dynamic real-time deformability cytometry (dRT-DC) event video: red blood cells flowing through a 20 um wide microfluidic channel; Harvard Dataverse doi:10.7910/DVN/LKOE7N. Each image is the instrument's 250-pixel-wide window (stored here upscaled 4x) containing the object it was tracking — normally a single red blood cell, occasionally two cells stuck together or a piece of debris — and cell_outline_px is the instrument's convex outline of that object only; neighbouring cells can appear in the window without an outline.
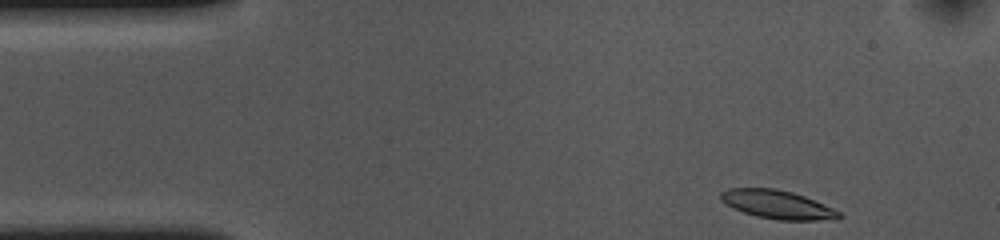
{"species": "common noctule bat (a hibernating species)", "species_latin": "Nyctalus noctula", "temperature_condition": "cold", "stored_images_in_passage": 41, "camera_frame_rate_fps": 3000, "um_per_image_px": 0.085, "animal": {"sex": "female", "body_mass_g": 10.0, "forearm_length_mm": 53.1}, "frame": {"image": 1, "passage_image": 1, "time_ms": 0.0, "image_size_px": [1000, 240], "cell_outline_px": [[844, 216], [816, 220], [780, 220], [756, 216], [732, 208], [720, 200], [720, 192], [728, 188], [776, 188], [792, 192], [804, 196], [832, 208], [840, 212]], "centroid_in_image_um": [66.01, 17.37], "position_along_channel_um": 19.0, "area_um2": 19.42}}
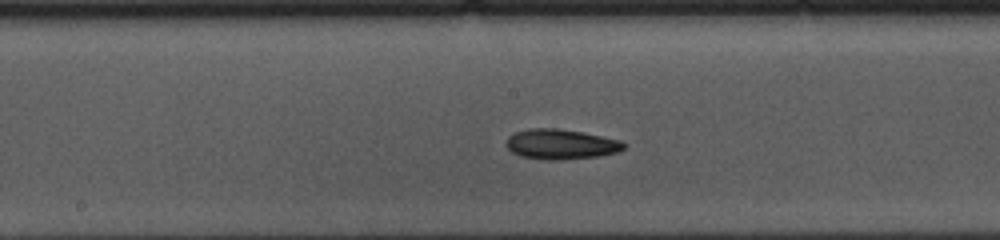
{"frame": {"image": 2, "passage_image": 22, "time_ms": 7.0, "image_size_px": [1000, 240], "cell_outline_px": [[628, 144], [624, 148], [616, 152], [600, 156], [560, 160], [544, 160], [520, 156], [512, 152], [504, 144], [508, 136], [516, 132], [528, 128], [556, 128], [580, 132], [620, 140]], "centroid_in_image_um": [47.64, 12.26], "position_along_channel_um": 200.6, "area_um2": 20.69}}
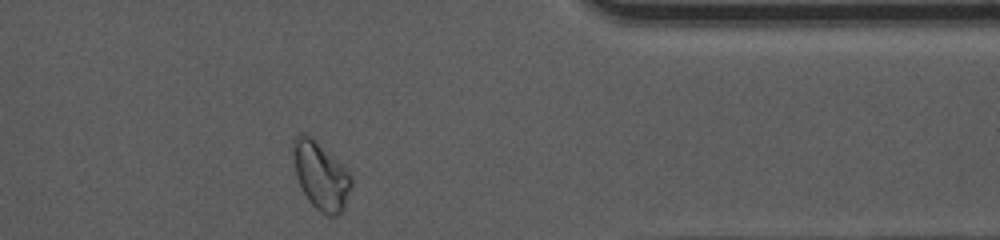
{"frame": {"image": 3, "passage_image": 39, "time_ms": 12.667, "image_size_px": [1000, 240], "cell_outline_px": [[352, 184], [344, 208], [340, 216], [328, 216], [320, 212], [308, 200], [296, 176], [292, 152], [292, 140], [300, 132], [304, 132], [316, 140], [348, 168], [352, 176]], "centroid_in_image_um": [27.29, 14.91], "position_along_channel_um": 384.1, "area_um2": 23.41}, "authors_computed_cell_mechanics": {"area_um2": 20.0566, "velocity_mm_per_s": 3.5926, "shape_relaxation_time_tau1_ms": 3.5893, "shape_relaxation_time_tau2_ms": 4.617, "deformation_change_tau1": 0.1232, "deformation_change_tau2": 0.1054}}